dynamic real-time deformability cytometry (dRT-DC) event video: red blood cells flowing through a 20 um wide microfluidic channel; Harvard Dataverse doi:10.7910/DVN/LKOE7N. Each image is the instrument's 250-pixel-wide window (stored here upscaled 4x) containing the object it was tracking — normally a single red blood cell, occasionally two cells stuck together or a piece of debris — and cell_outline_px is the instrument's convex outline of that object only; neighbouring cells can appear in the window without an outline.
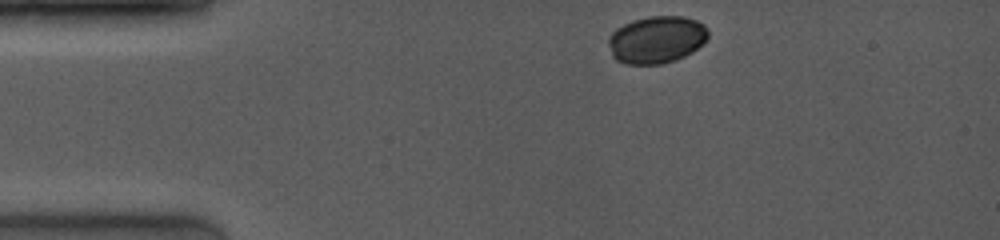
{"species": "common noctule bat (a hibernating species)", "species_latin": "Nyctalus noctula", "temperature_condition": "room temperature", "stored_images_in_passage": 23, "camera_frame_rate_fps": 4000, "um_per_image_px": 0.085, "animal": {"sex": "female", "body_mass_g": 19.0, "forearm_length_mm": 53.3}, "frame": {"image": 1, "passage_image": 1, "time_ms": 0.0, "image_size_px": [1000, 240], "cell_outline_px": [[708, 36], [704, 44], [692, 52], [676, 60], [660, 64], [624, 64], [616, 60], [612, 56], [608, 44], [608, 36], [616, 28], [632, 20], [648, 16], [684, 16], [696, 20], [704, 24], [708, 28]], "centroid_in_image_um": [55.81, 3.36], "position_along_channel_um": 29.2, "area_um2": 27.86}}
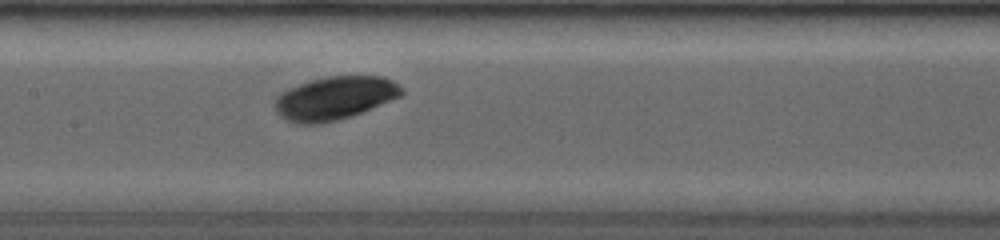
{"frame": {"image": 2, "passage_image": 13, "time_ms": 5.0, "image_size_px": [1000, 240], "cell_outline_px": [[404, 92], [400, 96], [352, 116], [320, 124], [300, 124], [288, 120], [280, 116], [276, 112], [276, 96], [280, 92], [288, 88], [308, 80], [324, 76], [384, 76], [392, 80]], "centroid_in_image_um": [28.41, 8.33], "position_along_channel_um": 179.0, "area_um2": 31.85}}
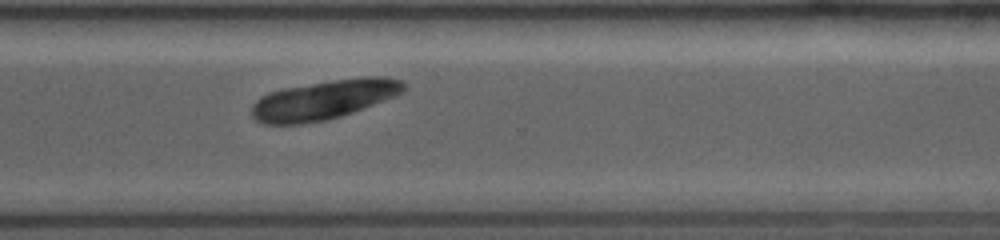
{"frame": {"image": 3, "passage_image": 23, "time_ms": 9.0, "image_size_px": [1000, 240], "cell_outline_px": [[408, 84], [404, 92], [396, 96], [352, 112], [340, 116], [324, 120], [300, 124], [264, 124], [256, 120], [252, 116], [252, 104], [260, 96], [268, 92], [284, 88], [332, 80], [364, 76], [384, 76], [400, 80]], "centroid_in_image_um": [27.55, 8.46], "position_along_channel_um": 343.0, "area_um2": 34.91}}